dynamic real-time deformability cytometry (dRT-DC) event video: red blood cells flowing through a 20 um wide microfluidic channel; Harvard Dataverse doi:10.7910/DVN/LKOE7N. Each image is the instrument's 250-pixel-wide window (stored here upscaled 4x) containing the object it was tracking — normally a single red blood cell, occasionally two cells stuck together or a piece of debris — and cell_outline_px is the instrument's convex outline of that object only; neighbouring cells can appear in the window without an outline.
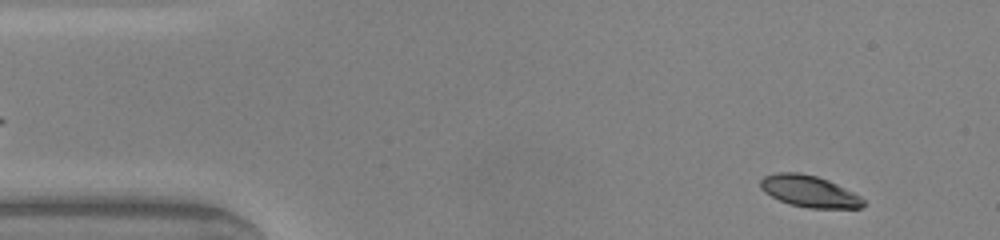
{"species": "common noctule bat (a hibernating species)", "species_latin": "Nyctalus noctula", "temperature_condition": "warm", "stored_images_in_passage": 47, "camera_frame_rate_fps": 3000, "um_per_image_px": 0.085, "animal": {"sex": "male", "body_mass_g": 20.0, "forearm_length_mm": 53.3}, "frame": {"image": 1, "passage_image": 3, "time_ms": 0.667, "image_size_px": [1000, 240], "cell_outline_px": [[864, 204], [860, 208], [808, 208], [788, 204], [764, 192], [760, 188], [760, 180], [764, 176], [776, 172], [800, 172], [816, 176], [828, 180], [860, 196], [864, 200]], "centroid_in_image_um": [68.75, 16.26], "position_along_channel_um": 16.2, "area_um2": 18.9}}
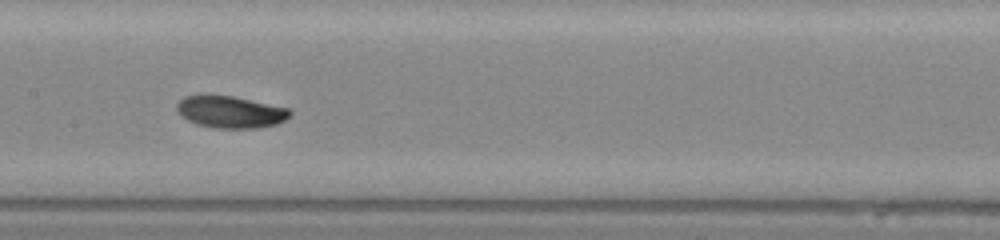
{"frame": {"image": 2, "passage_image": 22, "time_ms": 7.0, "image_size_px": [1000, 240], "cell_outline_px": [[292, 112], [284, 120], [276, 124], [256, 128], [216, 128], [196, 124], [188, 120], [176, 108], [176, 104], [184, 96], [200, 92], [232, 96], [288, 108]], "centroid_in_image_um": [19.52, 9.48], "position_along_channel_um": 187.9, "area_um2": 21.27}}
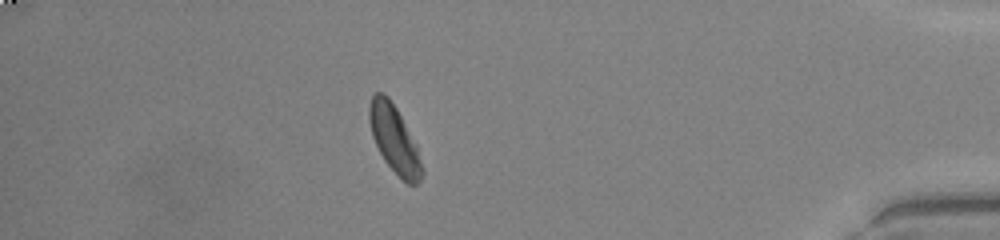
{"frame": {"image": 3, "passage_image": 41, "time_ms": 13.333, "image_size_px": [1000, 240], "cell_outline_px": [[424, 172], [420, 180], [416, 184], [408, 184], [384, 160], [372, 136], [368, 120], [368, 108], [372, 96], [376, 92], [384, 92], [388, 96], [396, 108], [416, 144], [424, 168]], "centroid_in_image_um": [33.52, 11.81], "position_along_channel_um": 401.7, "area_um2": 20.52}, "authors_computed_cell_mechanics": {"area_um2": 20.6346, "velocity_mm_per_s": 4.1426, "shape_relaxation_time_tau1_ms": 2.2328, "shape_relaxation_time_tau2_ms": null, "deformation_change_tau1": 0.1124, "deformation_change_tau2": null}}